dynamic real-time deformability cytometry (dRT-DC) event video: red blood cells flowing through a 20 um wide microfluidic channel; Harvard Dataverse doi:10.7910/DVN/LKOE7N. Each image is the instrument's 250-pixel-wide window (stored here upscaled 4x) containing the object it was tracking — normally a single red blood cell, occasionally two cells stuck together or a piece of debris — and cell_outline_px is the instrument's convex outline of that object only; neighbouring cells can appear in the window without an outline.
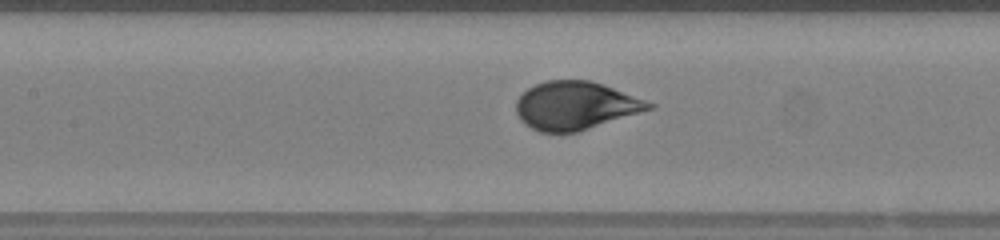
{"species": "human", "species_latin": "Homo sapiens", "temperature_condition": "warm", "stored_images_in_passage": 48, "camera_frame_rate_fps": 3000, "um_per_image_px": 0.085, "donor": {"sex": "female"}, "frame": {"image": 1, "passage_image": 21, "time_ms": 6.667, "image_size_px": [1000, 240], "cell_outline_px": [[656, 104], [652, 108], [576, 132], [540, 132], [532, 128], [520, 120], [516, 112], [516, 100], [528, 88], [536, 84], [548, 80], [592, 80]], "centroid_in_image_um": [48.87, 8.96], "position_along_channel_um": 158.5, "area_um2": 36.7}, "authors_computed_cell_mechanics": {"area_um2": 36.992, "velocity_mm_per_s": 4.1976, "shape_relaxation_time_tau1_ms": 3.5938, "shape_relaxation_time_tau2_ms": null, "deformation_change_tau1": 0.1858, "deformation_change_tau2": null}}